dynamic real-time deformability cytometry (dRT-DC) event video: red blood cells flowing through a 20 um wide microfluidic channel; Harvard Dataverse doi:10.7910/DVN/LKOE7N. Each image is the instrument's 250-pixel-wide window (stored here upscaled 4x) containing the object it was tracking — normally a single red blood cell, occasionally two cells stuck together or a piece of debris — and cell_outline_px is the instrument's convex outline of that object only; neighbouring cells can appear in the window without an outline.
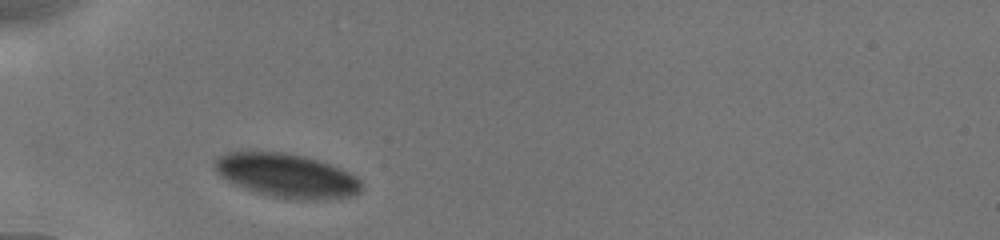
{"species": "human", "species_latin": "Homo sapiens", "temperature_condition": "cold", "stored_images_in_passage": 2, "camera_frame_rate_fps": 3000, "um_per_image_px": 0.085, "donor": {"sex": "male"}, "frame": {"image": 1, "passage_image": 1, "time_ms": 0.0, "image_size_px": [1000, 240], "cell_outline_px": [[364, 188], [356, 196], [328, 200], [288, 200], [268, 196], [244, 188], [220, 176], [216, 172], [212, 160], [216, 156], [228, 152], [284, 152], [304, 156], [340, 168], [356, 176], [360, 180]], "centroid_in_image_um": [24.39, 14.95], "position_along_channel_um": 60.6, "area_um2": 38.09}}